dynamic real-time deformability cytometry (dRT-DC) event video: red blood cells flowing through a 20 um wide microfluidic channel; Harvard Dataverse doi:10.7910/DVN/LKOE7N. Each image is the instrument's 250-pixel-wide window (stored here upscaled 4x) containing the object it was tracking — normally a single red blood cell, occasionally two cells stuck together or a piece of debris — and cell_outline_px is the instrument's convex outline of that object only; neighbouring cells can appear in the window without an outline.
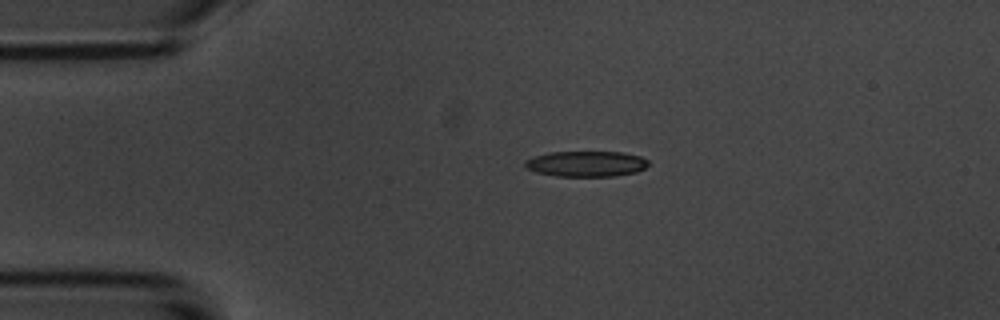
{"species": "common noctule bat (a hibernating species)", "species_latin": "Nyctalus noctula", "temperature_condition": "room temperature", "stored_images_in_passage": 2, "camera_frame_rate_fps": 3000, "um_per_image_px": 0.085, "animal": {"sex": "male", "body_mass_g": 20.1, "forearm_length_mm": 53.5}, "frame": {"image": 1, "passage_image": 1, "time_ms": 0.0, "image_size_px": [1000, 320], "cell_outline_px": [[648, 164], [644, 168], [636, 172], [612, 176], [556, 176], [536, 172], [524, 168], [524, 160], [548, 152], [624, 152], [640, 156], [648, 160]], "centroid_in_image_um": [49.8, 13.92], "position_along_channel_um": 35.2, "area_um2": 18.44}}